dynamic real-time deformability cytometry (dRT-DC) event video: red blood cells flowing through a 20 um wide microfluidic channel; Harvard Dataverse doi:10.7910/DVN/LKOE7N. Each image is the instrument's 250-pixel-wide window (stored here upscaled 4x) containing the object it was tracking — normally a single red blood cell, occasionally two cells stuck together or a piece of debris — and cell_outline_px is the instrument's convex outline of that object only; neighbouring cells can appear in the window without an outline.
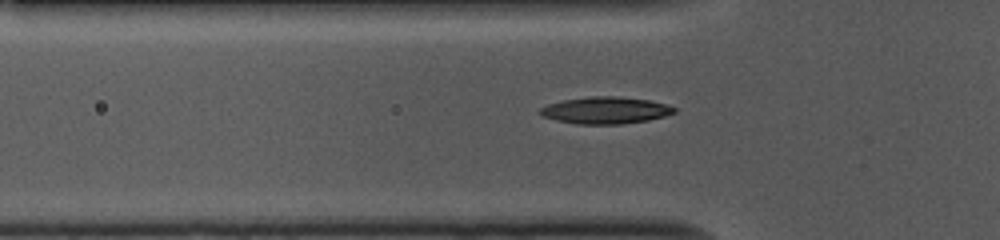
{"species": "common noctule bat (a hibernating species)", "species_latin": "Nyctalus noctula", "temperature_condition": "cold", "stored_images_in_passage": 41, "camera_frame_rate_fps": 3000, "um_per_image_px": 0.085, "animal": {"sex": "female", "body_mass_g": 10.0, "forearm_length_mm": 53.1}, "frame": {"image": 1, "passage_image": 10, "time_ms": 3.0, "image_size_px": [1000, 240], "cell_outline_px": [[676, 112], [664, 116], [648, 120], [620, 124], [576, 124], [556, 120], [544, 116], [540, 112], [540, 108], [548, 104], [564, 100], [592, 96], [616, 96], [648, 100], [664, 104], [676, 108]], "centroid_in_image_um": [51.47, 9.38], "position_along_channel_um": 74.3, "area_um2": 20.75}}
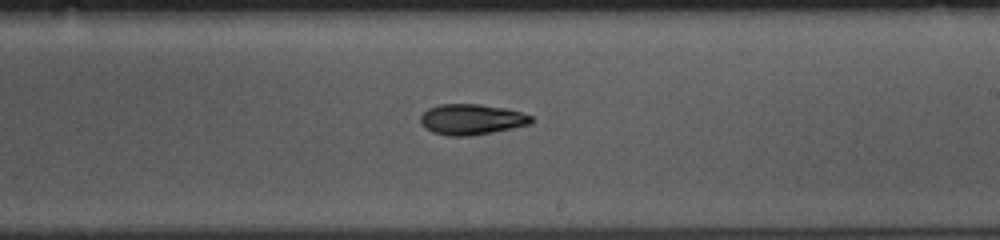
{"frame": {"image": 2, "passage_image": 24, "time_ms": 7.667, "image_size_px": [1000, 240], "cell_outline_px": [[536, 120], [532, 124], [492, 132], [468, 136], [448, 136], [432, 132], [424, 128], [420, 124], [420, 116], [428, 108], [440, 104], [480, 104], [504, 108], [520, 112], [532, 116]], "centroid_in_image_um": [40.08, 10.15], "position_along_channel_um": 248.9, "area_um2": 19.94}}
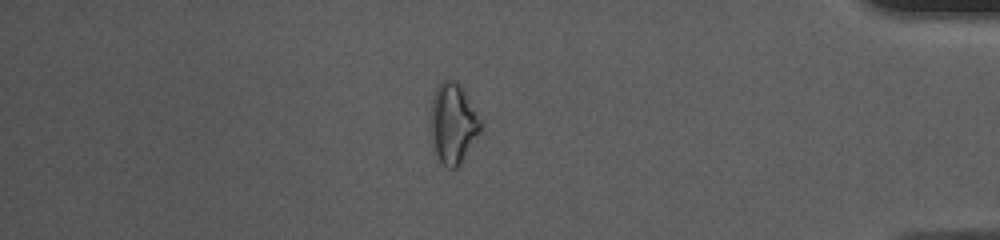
{"frame": {"image": 3, "passage_image": 39, "time_ms": 12.667, "image_size_px": [1000, 240], "cell_outline_px": [[480, 132], [456, 168], [448, 168], [440, 164], [432, 152], [428, 132], [428, 120], [432, 100], [436, 88], [444, 80], [452, 80], [460, 84], [480, 120]], "centroid_in_image_um": [38.4, 10.54], "position_along_channel_um": 396.8, "area_um2": 23.7}, "authors_computed_cell_mechanics": {"area_um2": 19.8832, "velocity_mm_per_s": 3.7197, "shape_relaxation_time_tau1_ms": 3.6069, "shape_relaxation_time_tau2_ms": null, "deformation_change_tau1": 0.1261, "deformation_change_tau2": null}}